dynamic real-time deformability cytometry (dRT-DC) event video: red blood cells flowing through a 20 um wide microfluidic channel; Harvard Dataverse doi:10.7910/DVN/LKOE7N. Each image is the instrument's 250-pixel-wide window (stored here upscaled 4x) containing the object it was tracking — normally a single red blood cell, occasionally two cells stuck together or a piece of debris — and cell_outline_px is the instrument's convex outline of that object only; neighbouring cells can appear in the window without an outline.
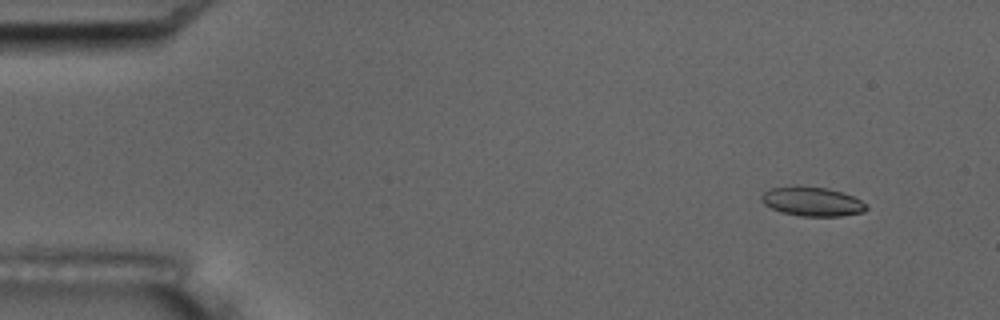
{"species": "common noctule bat (a hibernating species)", "species_latin": "Nyctalus noctula", "temperature_condition": "room temperature", "stored_images_in_passage": 6, "camera_frame_rate_fps": 3000, "um_per_image_px": 0.085, "animal": {"sex": "male", "body_mass_g": 17.5, "forearm_length_mm": 52.3}, "frame": {"image": 1, "passage_image": 2, "time_ms": 1.0, "image_size_px": [1000, 320], "cell_outline_px": [[868, 208], [864, 212], [840, 216], [800, 216], [780, 212], [764, 204], [760, 200], [760, 196], [764, 192], [772, 188], [796, 184], [800, 184], [828, 188], [852, 196], [868, 204]], "centroid_in_image_um": [69.01, 17.11], "position_along_channel_um": 16.0, "area_um2": 18.21}}